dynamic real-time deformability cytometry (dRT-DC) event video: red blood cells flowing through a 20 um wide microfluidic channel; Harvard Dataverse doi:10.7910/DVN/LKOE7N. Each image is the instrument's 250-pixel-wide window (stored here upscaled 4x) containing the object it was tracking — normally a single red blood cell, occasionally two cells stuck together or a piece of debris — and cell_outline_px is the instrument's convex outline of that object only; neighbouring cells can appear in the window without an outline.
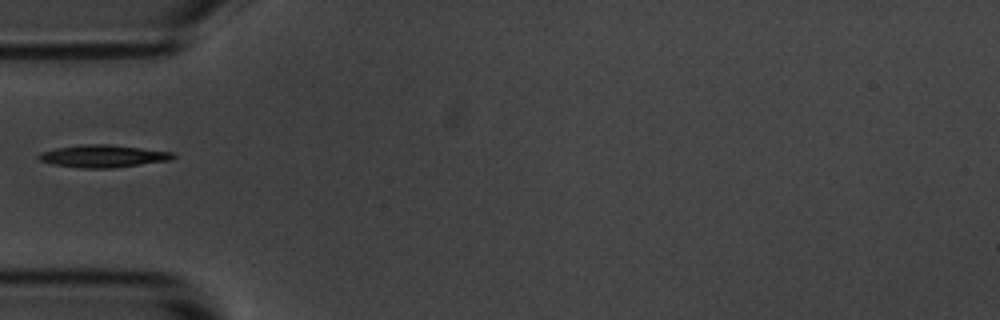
{"species": "common noctule bat (a hibernating species)", "species_latin": "Nyctalus noctula", "temperature_condition": "room temperature", "stored_images_in_passage": 11, "camera_frame_rate_fps": 3000, "um_per_image_px": 0.085, "animal": {"sex": "male", "body_mass_g": 20.1, "forearm_length_mm": 53.5}, "frame": {"image": 1, "passage_image": 2, "time_ms": 2.333, "image_size_px": [1000, 320], "cell_outline_px": [[176, 156], [172, 160], [112, 168], [80, 168], [52, 164], [40, 160], [36, 156], [40, 152], [56, 148], [84, 144], [108, 144], [172, 152]], "centroid_in_image_um": [8.74, 13.27], "position_along_channel_um": 76.3, "area_um2": 17.51}}
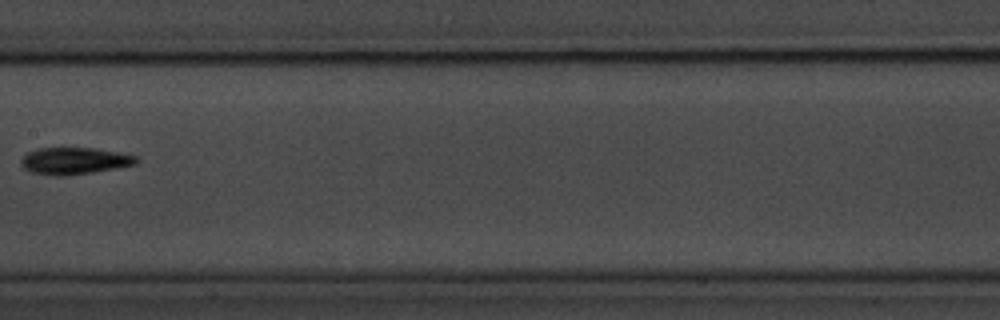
{"frame": {"image": 2, "passage_image": 5, "time_ms": 5.667, "image_size_px": [1000, 320], "cell_outline_px": [[140, 160], [136, 164], [92, 172], [64, 176], [52, 176], [28, 172], [20, 164], [20, 160], [28, 152], [36, 148], [96, 148], [136, 156]], "centroid_in_image_um": [6.27, 13.68], "position_along_channel_um": 201.1, "area_um2": 18.09}}
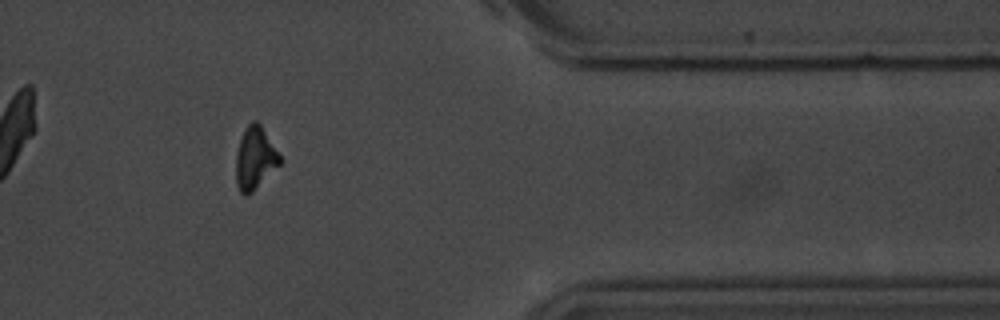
{"frame": {"image": 3, "passage_image": 10, "time_ms": 11.333, "image_size_px": [1000, 320], "cell_outline_px": [[284, 160], [252, 192], [244, 196], [240, 192], [236, 184], [236, 156], [240, 140], [248, 124], [252, 120], [256, 120], [260, 124]], "centroid_in_image_um": [21.69, 13.46], "position_along_channel_um": 389.7, "area_um2": 15.9}, "authors_computed_cell_mechanics": {"area_um2": 16.4152, "velocity_mm_per_s": 3.7191, "shape_relaxation_time_tau1_ms": 4.6934, "shape_relaxation_time_tau2_ms": 5.2294, "deformation_change_tau1": 0.1606, "deformation_change_tau2": 0.1409}}